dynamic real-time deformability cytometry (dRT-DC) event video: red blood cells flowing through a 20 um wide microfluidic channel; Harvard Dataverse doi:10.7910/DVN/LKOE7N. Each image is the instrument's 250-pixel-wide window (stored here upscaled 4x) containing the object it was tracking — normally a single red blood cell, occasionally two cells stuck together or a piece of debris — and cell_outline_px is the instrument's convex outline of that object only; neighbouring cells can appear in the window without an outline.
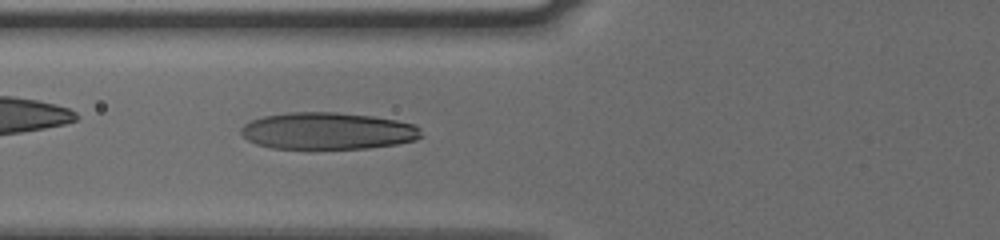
{"species": "human", "species_latin": "Homo sapiens", "temperature_condition": "cold", "stored_images_in_passage": 45, "camera_frame_rate_fps": 3000, "um_per_image_px": 0.085, "donor": {"sex": "male"}, "frame": {"image": 1, "passage_image": 12, "time_ms": 3.667, "image_size_px": [1000, 240], "cell_outline_px": [[424, 136], [416, 140], [396, 144], [368, 148], [272, 148], [256, 144], [248, 140], [240, 132], [240, 128], [244, 124], [252, 120], [264, 116], [288, 112], [336, 112], [372, 116], [396, 120], [416, 124], [420, 128]], "centroid_in_image_um": [27.89, 11.12], "position_along_channel_um": 97.9, "area_um2": 38.9}}
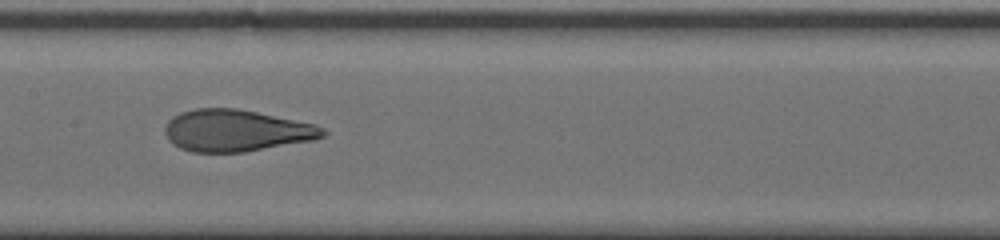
{"frame": {"image": 2, "passage_image": 19, "time_ms": 6.0, "image_size_px": [1000, 240], "cell_outline_px": [[328, 132], [324, 136], [312, 140], [244, 152], [192, 152], [180, 148], [172, 144], [168, 140], [164, 132], [164, 128], [168, 120], [172, 116], [180, 112], [196, 108], [236, 108], [316, 124], [324, 128]], "centroid_in_image_um": [20.04, 11.1], "position_along_channel_um": 187.4, "area_um2": 38.55}}
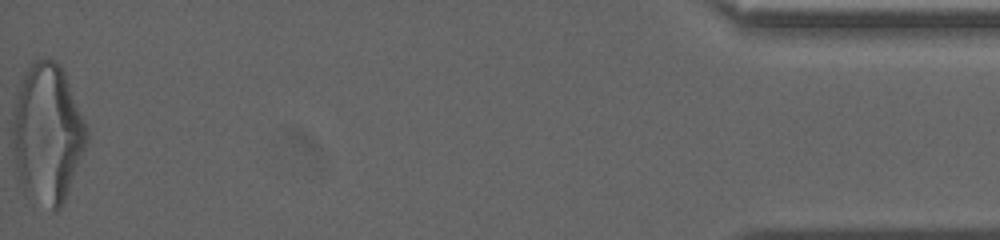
{"frame": {"image": 3, "passage_image": 45, "time_ms": 14.667, "image_size_px": [1000, 240], "cell_outline_px": [[88, 140], [68, 192], [60, 208], [56, 212], [24, 188], [16, 180], [12, 156], [12, 112], [16, 88], [24, 72], [36, 60], [56, 60], [60, 64], [64, 72], [88, 128]], "centroid_in_image_um": [3.99, 11.3], "position_along_channel_um": 431.2, "area_um2": 60.34}, "authors_computed_cell_mechanics": {"area_um2": 38.6682, "velocity_mm_per_s": 3.798, "shape_relaxation_time_tau1_ms": 3.8163, "shape_relaxation_time_tau2_ms": 0.8894, "deformation_change_tau1": 0.2024, "deformation_change_tau2": 0.0926}}